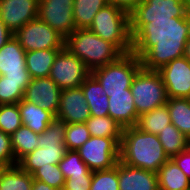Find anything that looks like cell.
<instances>
[{"label": "cell", "mask_w": 190, "mask_h": 190, "mask_svg": "<svg viewBox=\"0 0 190 190\" xmlns=\"http://www.w3.org/2000/svg\"><path fill=\"white\" fill-rule=\"evenodd\" d=\"M190 37V14L170 20H149L133 37L132 53L144 69L158 71L184 56Z\"/></svg>", "instance_id": "1"}, {"label": "cell", "mask_w": 190, "mask_h": 190, "mask_svg": "<svg viewBox=\"0 0 190 190\" xmlns=\"http://www.w3.org/2000/svg\"><path fill=\"white\" fill-rule=\"evenodd\" d=\"M170 159L158 136L141 131L136 126L126 127L119 148V161L132 167L157 173Z\"/></svg>", "instance_id": "2"}, {"label": "cell", "mask_w": 190, "mask_h": 190, "mask_svg": "<svg viewBox=\"0 0 190 190\" xmlns=\"http://www.w3.org/2000/svg\"><path fill=\"white\" fill-rule=\"evenodd\" d=\"M65 48L93 71L118 60L123 53L113 44L86 29H75L65 38Z\"/></svg>", "instance_id": "3"}, {"label": "cell", "mask_w": 190, "mask_h": 190, "mask_svg": "<svg viewBox=\"0 0 190 190\" xmlns=\"http://www.w3.org/2000/svg\"><path fill=\"white\" fill-rule=\"evenodd\" d=\"M88 29L105 41L113 43L123 54L132 52L130 13L124 9L107 4L95 14Z\"/></svg>", "instance_id": "4"}, {"label": "cell", "mask_w": 190, "mask_h": 190, "mask_svg": "<svg viewBox=\"0 0 190 190\" xmlns=\"http://www.w3.org/2000/svg\"><path fill=\"white\" fill-rule=\"evenodd\" d=\"M130 89L138 116L164 106L168 101L163 80L155 70L141 67L134 76Z\"/></svg>", "instance_id": "5"}, {"label": "cell", "mask_w": 190, "mask_h": 190, "mask_svg": "<svg viewBox=\"0 0 190 190\" xmlns=\"http://www.w3.org/2000/svg\"><path fill=\"white\" fill-rule=\"evenodd\" d=\"M142 67L140 59L131 53L123 54L118 60L91 71L108 97L110 93L125 92L131 87L136 73Z\"/></svg>", "instance_id": "6"}, {"label": "cell", "mask_w": 190, "mask_h": 190, "mask_svg": "<svg viewBox=\"0 0 190 190\" xmlns=\"http://www.w3.org/2000/svg\"><path fill=\"white\" fill-rule=\"evenodd\" d=\"M183 0H143L130 12L133 37L149 20H170L187 14Z\"/></svg>", "instance_id": "7"}, {"label": "cell", "mask_w": 190, "mask_h": 190, "mask_svg": "<svg viewBox=\"0 0 190 190\" xmlns=\"http://www.w3.org/2000/svg\"><path fill=\"white\" fill-rule=\"evenodd\" d=\"M121 138L91 136L76 151L91 171L110 169L119 161Z\"/></svg>", "instance_id": "8"}, {"label": "cell", "mask_w": 190, "mask_h": 190, "mask_svg": "<svg viewBox=\"0 0 190 190\" xmlns=\"http://www.w3.org/2000/svg\"><path fill=\"white\" fill-rule=\"evenodd\" d=\"M13 36L26 52L65 47V38L38 17L18 29Z\"/></svg>", "instance_id": "9"}, {"label": "cell", "mask_w": 190, "mask_h": 190, "mask_svg": "<svg viewBox=\"0 0 190 190\" xmlns=\"http://www.w3.org/2000/svg\"><path fill=\"white\" fill-rule=\"evenodd\" d=\"M91 71L65 47L55 57L49 77L61 89L80 87Z\"/></svg>", "instance_id": "10"}, {"label": "cell", "mask_w": 190, "mask_h": 190, "mask_svg": "<svg viewBox=\"0 0 190 190\" xmlns=\"http://www.w3.org/2000/svg\"><path fill=\"white\" fill-rule=\"evenodd\" d=\"M26 51L13 36L0 48V75L12 83H21L25 90L29 85L31 77L26 68Z\"/></svg>", "instance_id": "11"}, {"label": "cell", "mask_w": 190, "mask_h": 190, "mask_svg": "<svg viewBox=\"0 0 190 190\" xmlns=\"http://www.w3.org/2000/svg\"><path fill=\"white\" fill-rule=\"evenodd\" d=\"M73 4L74 0H39L37 17L66 38L76 29Z\"/></svg>", "instance_id": "12"}, {"label": "cell", "mask_w": 190, "mask_h": 190, "mask_svg": "<svg viewBox=\"0 0 190 190\" xmlns=\"http://www.w3.org/2000/svg\"><path fill=\"white\" fill-rule=\"evenodd\" d=\"M168 98L190 99V61L182 56L158 70Z\"/></svg>", "instance_id": "13"}, {"label": "cell", "mask_w": 190, "mask_h": 190, "mask_svg": "<svg viewBox=\"0 0 190 190\" xmlns=\"http://www.w3.org/2000/svg\"><path fill=\"white\" fill-rule=\"evenodd\" d=\"M61 91L50 77L34 78L26 87L23 99L39 105L56 117Z\"/></svg>", "instance_id": "14"}, {"label": "cell", "mask_w": 190, "mask_h": 190, "mask_svg": "<svg viewBox=\"0 0 190 190\" xmlns=\"http://www.w3.org/2000/svg\"><path fill=\"white\" fill-rule=\"evenodd\" d=\"M39 0H0V19L14 34L38 16Z\"/></svg>", "instance_id": "15"}, {"label": "cell", "mask_w": 190, "mask_h": 190, "mask_svg": "<svg viewBox=\"0 0 190 190\" xmlns=\"http://www.w3.org/2000/svg\"><path fill=\"white\" fill-rule=\"evenodd\" d=\"M57 118L66 124L85 123L90 117V109L80 87L61 91Z\"/></svg>", "instance_id": "16"}, {"label": "cell", "mask_w": 190, "mask_h": 190, "mask_svg": "<svg viewBox=\"0 0 190 190\" xmlns=\"http://www.w3.org/2000/svg\"><path fill=\"white\" fill-rule=\"evenodd\" d=\"M119 190H159L157 173L118 161Z\"/></svg>", "instance_id": "17"}, {"label": "cell", "mask_w": 190, "mask_h": 190, "mask_svg": "<svg viewBox=\"0 0 190 190\" xmlns=\"http://www.w3.org/2000/svg\"><path fill=\"white\" fill-rule=\"evenodd\" d=\"M110 94V97H108L109 116L123 128L136 126L139 116L136 112L131 89Z\"/></svg>", "instance_id": "18"}, {"label": "cell", "mask_w": 190, "mask_h": 190, "mask_svg": "<svg viewBox=\"0 0 190 190\" xmlns=\"http://www.w3.org/2000/svg\"><path fill=\"white\" fill-rule=\"evenodd\" d=\"M67 151L66 146H42L24 156L18 165L27 173L33 174L38 168L58 164Z\"/></svg>", "instance_id": "19"}, {"label": "cell", "mask_w": 190, "mask_h": 190, "mask_svg": "<svg viewBox=\"0 0 190 190\" xmlns=\"http://www.w3.org/2000/svg\"><path fill=\"white\" fill-rule=\"evenodd\" d=\"M17 104L23 125L37 134H41L55 118L51 112L44 110L35 103L22 99Z\"/></svg>", "instance_id": "20"}, {"label": "cell", "mask_w": 190, "mask_h": 190, "mask_svg": "<svg viewBox=\"0 0 190 190\" xmlns=\"http://www.w3.org/2000/svg\"><path fill=\"white\" fill-rule=\"evenodd\" d=\"M86 102L90 109V116H107L109 101L101 84L90 74L81 85Z\"/></svg>", "instance_id": "21"}, {"label": "cell", "mask_w": 190, "mask_h": 190, "mask_svg": "<svg viewBox=\"0 0 190 190\" xmlns=\"http://www.w3.org/2000/svg\"><path fill=\"white\" fill-rule=\"evenodd\" d=\"M61 49H43L26 52V68L31 79L49 77L55 57Z\"/></svg>", "instance_id": "22"}, {"label": "cell", "mask_w": 190, "mask_h": 190, "mask_svg": "<svg viewBox=\"0 0 190 190\" xmlns=\"http://www.w3.org/2000/svg\"><path fill=\"white\" fill-rule=\"evenodd\" d=\"M157 176L159 190H190V180L172 159L160 167Z\"/></svg>", "instance_id": "23"}, {"label": "cell", "mask_w": 190, "mask_h": 190, "mask_svg": "<svg viewBox=\"0 0 190 190\" xmlns=\"http://www.w3.org/2000/svg\"><path fill=\"white\" fill-rule=\"evenodd\" d=\"M33 180L18 164L0 170V190H32Z\"/></svg>", "instance_id": "24"}, {"label": "cell", "mask_w": 190, "mask_h": 190, "mask_svg": "<svg viewBox=\"0 0 190 190\" xmlns=\"http://www.w3.org/2000/svg\"><path fill=\"white\" fill-rule=\"evenodd\" d=\"M171 124L167 105L155 108L138 117L136 127L143 132L158 135Z\"/></svg>", "instance_id": "25"}, {"label": "cell", "mask_w": 190, "mask_h": 190, "mask_svg": "<svg viewBox=\"0 0 190 190\" xmlns=\"http://www.w3.org/2000/svg\"><path fill=\"white\" fill-rule=\"evenodd\" d=\"M171 123L190 140V99L168 98Z\"/></svg>", "instance_id": "26"}, {"label": "cell", "mask_w": 190, "mask_h": 190, "mask_svg": "<svg viewBox=\"0 0 190 190\" xmlns=\"http://www.w3.org/2000/svg\"><path fill=\"white\" fill-rule=\"evenodd\" d=\"M107 4V0H74L73 17L76 29L89 28L95 14Z\"/></svg>", "instance_id": "27"}, {"label": "cell", "mask_w": 190, "mask_h": 190, "mask_svg": "<svg viewBox=\"0 0 190 190\" xmlns=\"http://www.w3.org/2000/svg\"><path fill=\"white\" fill-rule=\"evenodd\" d=\"M10 138L17 164L24 156L38 148L39 134L24 125L18 128Z\"/></svg>", "instance_id": "28"}, {"label": "cell", "mask_w": 190, "mask_h": 190, "mask_svg": "<svg viewBox=\"0 0 190 190\" xmlns=\"http://www.w3.org/2000/svg\"><path fill=\"white\" fill-rule=\"evenodd\" d=\"M166 155L171 159L190 146V140L172 123L166 126L158 135Z\"/></svg>", "instance_id": "29"}, {"label": "cell", "mask_w": 190, "mask_h": 190, "mask_svg": "<svg viewBox=\"0 0 190 190\" xmlns=\"http://www.w3.org/2000/svg\"><path fill=\"white\" fill-rule=\"evenodd\" d=\"M90 136L106 138H122L123 126L109 115L101 117L90 116L85 122Z\"/></svg>", "instance_id": "30"}, {"label": "cell", "mask_w": 190, "mask_h": 190, "mask_svg": "<svg viewBox=\"0 0 190 190\" xmlns=\"http://www.w3.org/2000/svg\"><path fill=\"white\" fill-rule=\"evenodd\" d=\"M66 123L55 117L48 127L39 134L38 147L65 146Z\"/></svg>", "instance_id": "31"}, {"label": "cell", "mask_w": 190, "mask_h": 190, "mask_svg": "<svg viewBox=\"0 0 190 190\" xmlns=\"http://www.w3.org/2000/svg\"><path fill=\"white\" fill-rule=\"evenodd\" d=\"M64 179L70 176L93 174L76 150H67L63 159L58 163Z\"/></svg>", "instance_id": "32"}, {"label": "cell", "mask_w": 190, "mask_h": 190, "mask_svg": "<svg viewBox=\"0 0 190 190\" xmlns=\"http://www.w3.org/2000/svg\"><path fill=\"white\" fill-rule=\"evenodd\" d=\"M23 125L17 103L0 105V130L12 135Z\"/></svg>", "instance_id": "33"}, {"label": "cell", "mask_w": 190, "mask_h": 190, "mask_svg": "<svg viewBox=\"0 0 190 190\" xmlns=\"http://www.w3.org/2000/svg\"><path fill=\"white\" fill-rule=\"evenodd\" d=\"M90 190H119L118 162L113 168L93 171Z\"/></svg>", "instance_id": "34"}, {"label": "cell", "mask_w": 190, "mask_h": 190, "mask_svg": "<svg viewBox=\"0 0 190 190\" xmlns=\"http://www.w3.org/2000/svg\"><path fill=\"white\" fill-rule=\"evenodd\" d=\"M90 137V133L85 123L66 124L65 146L67 150H77Z\"/></svg>", "instance_id": "35"}, {"label": "cell", "mask_w": 190, "mask_h": 190, "mask_svg": "<svg viewBox=\"0 0 190 190\" xmlns=\"http://www.w3.org/2000/svg\"><path fill=\"white\" fill-rule=\"evenodd\" d=\"M33 179L39 180L50 185L53 188L62 190L65 179L58 164H50V166L40 167L33 174Z\"/></svg>", "instance_id": "36"}, {"label": "cell", "mask_w": 190, "mask_h": 190, "mask_svg": "<svg viewBox=\"0 0 190 190\" xmlns=\"http://www.w3.org/2000/svg\"><path fill=\"white\" fill-rule=\"evenodd\" d=\"M24 92L21 83H12L0 75V105L18 103L24 98Z\"/></svg>", "instance_id": "37"}, {"label": "cell", "mask_w": 190, "mask_h": 190, "mask_svg": "<svg viewBox=\"0 0 190 190\" xmlns=\"http://www.w3.org/2000/svg\"><path fill=\"white\" fill-rule=\"evenodd\" d=\"M17 165L13 154L10 135L0 130V166L11 167Z\"/></svg>", "instance_id": "38"}, {"label": "cell", "mask_w": 190, "mask_h": 190, "mask_svg": "<svg viewBox=\"0 0 190 190\" xmlns=\"http://www.w3.org/2000/svg\"><path fill=\"white\" fill-rule=\"evenodd\" d=\"M93 174L70 176L65 179L62 190H90Z\"/></svg>", "instance_id": "39"}, {"label": "cell", "mask_w": 190, "mask_h": 190, "mask_svg": "<svg viewBox=\"0 0 190 190\" xmlns=\"http://www.w3.org/2000/svg\"><path fill=\"white\" fill-rule=\"evenodd\" d=\"M190 180V146L171 158Z\"/></svg>", "instance_id": "40"}, {"label": "cell", "mask_w": 190, "mask_h": 190, "mask_svg": "<svg viewBox=\"0 0 190 190\" xmlns=\"http://www.w3.org/2000/svg\"><path fill=\"white\" fill-rule=\"evenodd\" d=\"M143 0H107L108 4L118 6L130 13Z\"/></svg>", "instance_id": "41"}, {"label": "cell", "mask_w": 190, "mask_h": 190, "mask_svg": "<svg viewBox=\"0 0 190 190\" xmlns=\"http://www.w3.org/2000/svg\"><path fill=\"white\" fill-rule=\"evenodd\" d=\"M13 33L7 28L0 19V48H2L13 37Z\"/></svg>", "instance_id": "42"}, {"label": "cell", "mask_w": 190, "mask_h": 190, "mask_svg": "<svg viewBox=\"0 0 190 190\" xmlns=\"http://www.w3.org/2000/svg\"><path fill=\"white\" fill-rule=\"evenodd\" d=\"M32 190H59L39 180H33Z\"/></svg>", "instance_id": "43"}, {"label": "cell", "mask_w": 190, "mask_h": 190, "mask_svg": "<svg viewBox=\"0 0 190 190\" xmlns=\"http://www.w3.org/2000/svg\"><path fill=\"white\" fill-rule=\"evenodd\" d=\"M184 56L190 61V37L188 38L185 45Z\"/></svg>", "instance_id": "44"}, {"label": "cell", "mask_w": 190, "mask_h": 190, "mask_svg": "<svg viewBox=\"0 0 190 190\" xmlns=\"http://www.w3.org/2000/svg\"><path fill=\"white\" fill-rule=\"evenodd\" d=\"M185 3V7L187 12L190 14V0H183Z\"/></svg>", "instance_id": "45"}]
</instances>
